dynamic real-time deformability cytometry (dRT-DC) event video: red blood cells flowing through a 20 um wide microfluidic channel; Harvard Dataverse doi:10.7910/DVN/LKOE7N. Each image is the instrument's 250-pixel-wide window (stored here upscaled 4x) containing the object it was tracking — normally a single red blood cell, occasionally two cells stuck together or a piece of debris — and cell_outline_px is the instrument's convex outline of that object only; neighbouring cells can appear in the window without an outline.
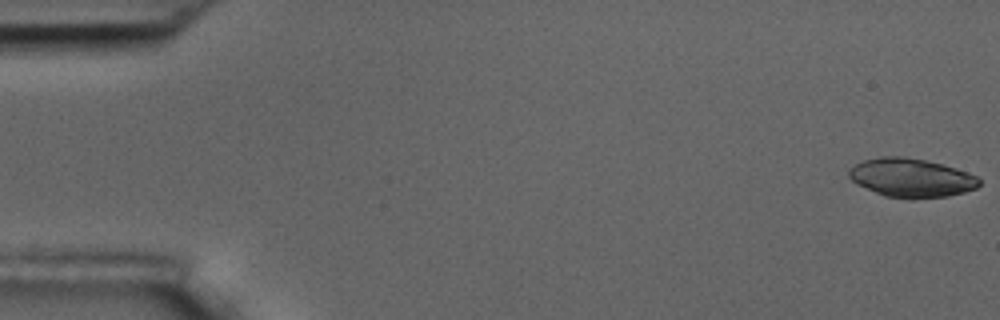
{"species": "common noctule bat (a hibernating species)", "species_latin": "Nyctalus noctula", "temperature_condition": "room temperature", "stored_images_in_passage": 5, "camera_frame_rate_fps": 3000, "um_per_image_px": 0.085, "animal": {"sex": "male", "body_mass_g": 17.5, "forearm_length_mm": 52.3}, "frame": {"image": 1, "passage_image": 1, "time_ms": 0.0, "image_size_px": [1000, 320], "cell_outline_px": [[980, 184], [976, 188], [964, 192], [948, 196], [908, 200], [884, 196], [856, 184], [848, 176], [848, 172], [856, 164], [864, 160], [880, 156], [900, 156], [924, 160], [940, 164], [968, 172], [976, 176], [980, 180]], "centroid_in_image_um": [77.44, 15.13], "position_along_channel_um": 7.6, "area_um2": 29.48}}